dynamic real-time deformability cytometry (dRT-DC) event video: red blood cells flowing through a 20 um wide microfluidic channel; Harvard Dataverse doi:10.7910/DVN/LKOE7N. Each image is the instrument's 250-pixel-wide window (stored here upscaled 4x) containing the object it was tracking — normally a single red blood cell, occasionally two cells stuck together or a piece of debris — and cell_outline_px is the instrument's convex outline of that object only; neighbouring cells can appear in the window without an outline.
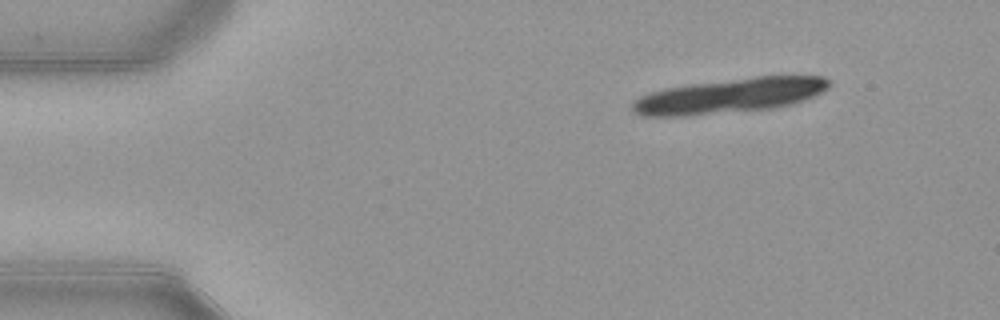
{"species": "common noctule bat (a hibernating species)", "species_latin": "Nyctalus noctula", "temperature_condition": "warm", "stored_images_in_passage": 9, "camera_frame_rate_fps": 3000, "um_per_image_px": 0.085, "animal": {"sex": "female", "body_mass_g": 21.9}, "frame": {"image": 1, "passage_image": 1, "time_ms": 0.0, "image_size_px": [1000, 320], "cell_outline_px": [[832, 84], [828, 88], [804, 100], [792, 104], [772, 108], [684, 116], [640, 116], [632, 108], [632, 104], [640, 96], [652, 92], [668, 88], [692, 84], [756, 76], [820, 76], [828, 80]], "centroid_in_image_um": [62.04, 8.14], "position_along_channel_um": 23.0, "area_um2": 39.25}}